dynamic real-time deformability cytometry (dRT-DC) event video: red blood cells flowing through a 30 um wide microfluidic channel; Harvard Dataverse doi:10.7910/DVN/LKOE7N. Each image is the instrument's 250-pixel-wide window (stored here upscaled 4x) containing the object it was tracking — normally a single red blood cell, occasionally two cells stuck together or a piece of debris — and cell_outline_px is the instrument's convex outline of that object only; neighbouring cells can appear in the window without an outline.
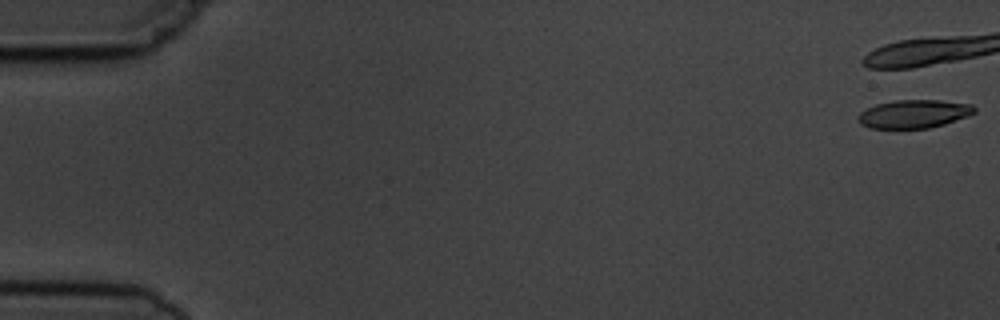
{"species": "common noctule bat (a hibernating species)", "species_latin": "Nyctalus noctula", "temperature_condition": "cold", "stored_images_in_passage": 2, "camera_frame_rate_fps": 3000, "um_per_image_px": 0.085, "animal": {"sex": "male", "body_mass_g": 19.5, "forearm_length_mm": 54.6}, "frame": {"image": 1, "passage_image": 1, "time_ms": 0.0, "image_size_px": [1000, 320], "cell_outline_px": [[976, 112], [968, 116], [944, 124], [928, 128], [868, 128], [860, 124], [856, 116], [860, 112], [876, 104], [896, 100], [940, 100], [972, 104], [976, 108]], "centroid_in_image_um": [77.68, 9.68], "position_along_channel_um": 7.3, "area_um2": 19.25}}